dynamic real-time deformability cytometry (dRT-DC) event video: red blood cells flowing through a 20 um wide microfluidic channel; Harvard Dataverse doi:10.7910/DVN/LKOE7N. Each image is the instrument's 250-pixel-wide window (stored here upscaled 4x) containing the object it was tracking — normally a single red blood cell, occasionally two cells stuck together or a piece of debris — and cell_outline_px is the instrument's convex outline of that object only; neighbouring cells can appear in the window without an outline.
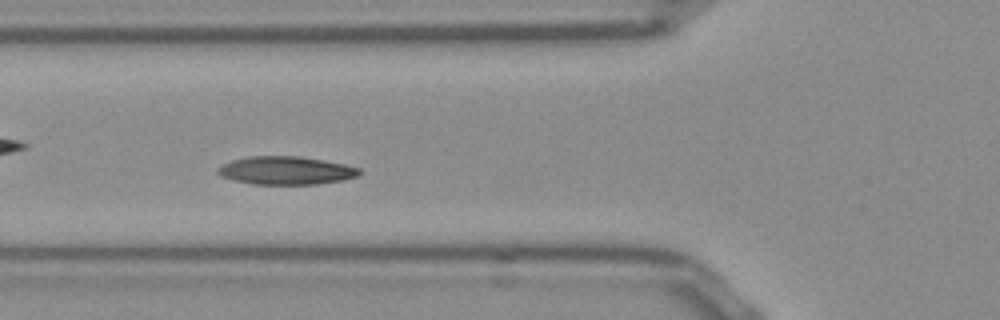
{"species": "Egyptian fruit bat (a non-hibernating species)", "species_latin": "Rousettus aegyptiacus", "temperature_condition": "room temperature", "stored_images_in_passage": 50, "camera_frame_rate_fps": 3000, "um_per_image_px": 0.085, "frame": {"image": 1, "passage_image": 15, "time_ms": 4.667, "image_size_px": [1000, 320], "cell_outline_px": [[364, 172], [356, 176], [344, 180], [316, 184], [252, 184], [232, 180], [220, 176], [216, 172], [216, 168], [220, 164], [232, 160], [248, 156], [296, 156], [344, 164], [360, 168]], "centroid_in_image_um": [24.26, 14.49], "position_along_channel_um": 101.5, "area_um2": 23.35}}
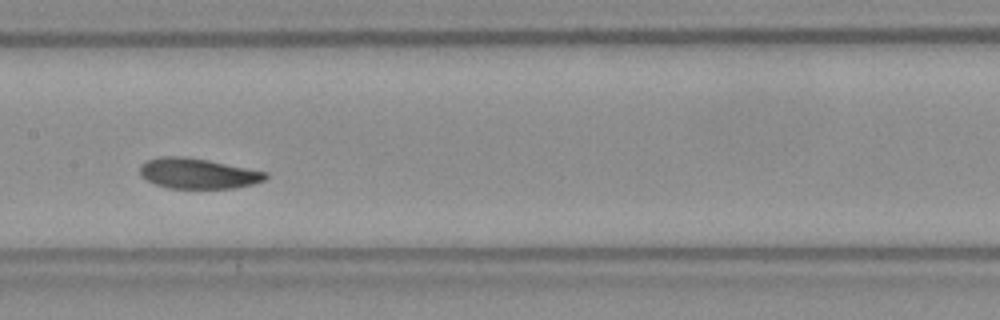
{"frame": {"image": 2, "passage_image": 22, "time_ms": 7.0, "image_size_px": [1000, 320], "cell_outline_px": [[268, 176], [264, 180], [252, 184], [236, 188], [168, 188], [156, 184], [140, 176], [140, 164], [144, 160], [160, 156], [184, 156], [208, 160], [268, 172]], "centroid_in_image_um": [16.79, 14.73], "position_along_channel_um": 190.6, "area_um2": 22.37}}
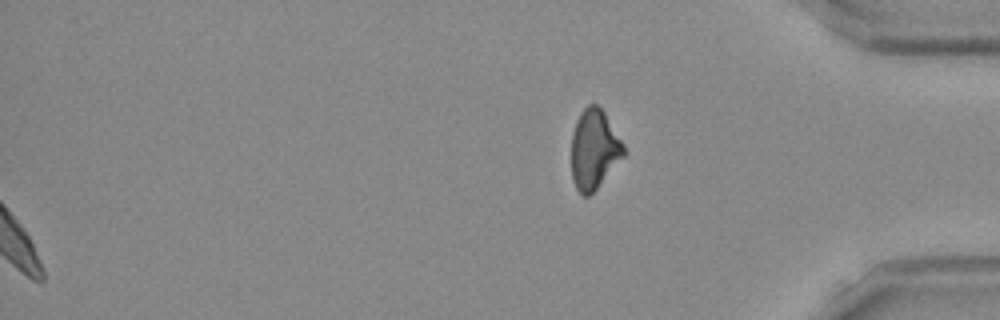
{"frame": {"image": 3, "passage_image": 50, "time_ms": 16.333, "image_size_px": [1000, 320], "cell_outline_px": [[624, 156], [596, 188], [588, 196], [584, 196], [576, 188], [572, 176], [572, 132], [576, 120], [580, 112], [588, 104], [596, 104], [604, 112], [624, 144]], "centroid_in_image_um": [50.49, 12.66], "position_along_channel_um": 384.7, "area_um2": 23.93}, "authors_computed_cell_mechanics": {"area_um2": 22.5709, "velocity_mm_per_s": 3.8083, "shape_relaxation_time_tau1_ms": 2.7727, "shape_relaxation_time_tau2_ms": 6.4705, "deformation_change_tau1": 0.0956, "deformation_change_tau2": 0.1147}}